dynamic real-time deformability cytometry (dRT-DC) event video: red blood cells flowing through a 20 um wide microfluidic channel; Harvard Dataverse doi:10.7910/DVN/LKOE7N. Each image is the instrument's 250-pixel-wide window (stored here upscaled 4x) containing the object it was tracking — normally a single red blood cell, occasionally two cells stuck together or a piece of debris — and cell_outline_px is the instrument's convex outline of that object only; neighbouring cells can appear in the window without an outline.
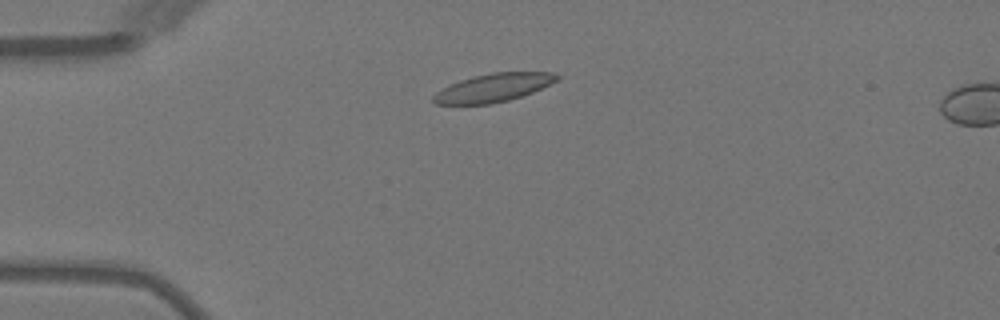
{"species": "Egyptian fruit bat (a non-hibernating species)", "species_latin": "Rousettus aegyptiacus", "temperature_condition": "warm", "stored_images_in_passage": 4, "camera_frame_rate_fps": 3000, "um_per_image_px": 0.085, "animal": {"sex": "female"}, "frame": {"image": 1, "passage_image": 3, "time_ms": 2.333, "image_size_px": [1000, 320], "cell_outline_px": [[560, 80], [532, 92], [508, 100], [492, 104], [436, 104], [432, 100], [432, 96], [436, 92], [460, 80], [492, 72], [556, 72], [560, 76]], "centroid_in_image_um": [41.98, 7.45], "position_along_channel_um": 43.0, "area_um2": 20.23}}